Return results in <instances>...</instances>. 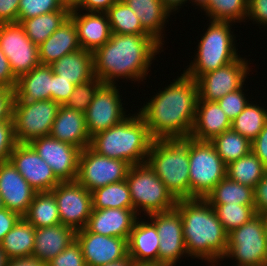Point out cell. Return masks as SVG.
Returning <instances> with one entry per match:
<instances>
[{"instance_id": "obj_2", "label": "cell", "mask_w": 267, "mask_h": 266, "mask_svg": "<svg viewBox=\"0 0 267 266\" xmlns=\"http://www.w3.org/2000/svg\"><path fill=\"white\" fill-rule=\"evenodd\" d=\"M162 45L149 34L112 33L110 39L93 52L94 76L103 84L116 80H146L148 68Z\"/></svg>"}, {"instance_id": "obj_9", "label": "cell", "mask_w": 267, "mask_h": 266, "mask_svg": "<svg viewBox=\"0 0 267 266\" xmlns=\"http://www.w3.org/2000/svg\"><path fill=\"white\" fill-rule=\"evenodd\" d=\"M224 258L235 259V266H267V237L259 214L228 233Z\"/></svg>"}, {"instance_id": "obj_8", "label": "cell", "mask_w": 267, "mask_h": 266, "mask_svg": "<svg viewBox=\"0 0 267 266\" xmlns=\"http://www.w3.org/2000/svg\"><path fill=\"white\" fill-rule=\"evenodd\" d=\"M226 169L210 141L189 137L190 198H205L226 177Z\"/></svg>"}, {"instance_id": "obj_34", "label": "cell", "mask_w": 267, "mask_h": 266, "mask_svg": "<svg viewBox=\"0 0 267 266\" xmlns=\"http://www.w3.org/2000/svg\"><path fill=\"white\" fill-rule=\"evenodd\" d=\"M204 199L209 204L255 205L254 189L228 177L222 179Z\"/></svg>"}, {"instance_id": "obj_11", "label": "cell", "mask_w": 267, "mask_h": 266, "mask_svg": "<svg viewBox=\"0 0 267 266\" xmlns=\"http://www.w3.org/2000/svg\"><path fill=\"white\" fill-rule=\"evenodd\" d=\"M130 165L120 159L109 158L86 147L80 152L76 181L92 192L108 184L126 180Z\"/></svg>"}, {"instance_id": "obj_57", "label": "cell", "mask_w": 267, "mask_h": 266, "mask_svg": "<svg viewBox=\"0 0 267 266\" xmlns=\"http://www.w3.org/2000/svg\"><path fill=\"white\" fill-rule=\"evenodd\" d=\"M188 0H162L164 7L172 13V11H177V9L181 8L185 2L187 3Z\"/></svg>"}, {"instance_id": "obj_30", "label": "cell", "mask_w": 267, "mask_h": 266, "mask_svg": "<svg viewBox=\"0 0 267 266\" xmlns=\"http://www.w3.org/2000/svg\"><path fill=\"white\" fill-rule=\"evenodd\" d=\"M137 14L142 28L164 45L165 21L170 17L171 13L164 7L162 0H122Z\"/></svg>"}, {"instance_id": "obj_3", "label": "cell", "mask_w": 267, "mask_h": 266, "mask_svg": "<svg viewBox=\"0 0 267 266\" xmlns=\"http://www.w3.org/2000/svg\"><path fill=\"white\" fill-rule=\"evenodd\" d=\"M175 209L182 218L188 257L217 266L227 252L228 233L214 208L204 198H187L178 199Z\"/></svg>"}, {"instance_id": "obj_55", "label": "cell", "mask_w": 267, "mask_h": 266, "mask_svg": "<svg viewBox=\"0 0 267 266\" xmlns=\"http://www.w3.org/2000/svg\"><path fill=\"white\" fill-rule=\"evenodd\" d=\"M118 0H83L77 10L106 12Z\"/></svg>"}, {"instance_id": "obj_25", "label": "cell", "mask_w": 267, "mask_h": 266, "mask_svg": "<svg viewBox=\"0 0 267 266\" xmlns=\"http://www.w3.org/2000/svg\"><path fill=\"white\" fill-rule=\"evenodd\" d=\"M229 129H231V121L216 101L198 100L191 138L198 141H211L215 136Z\"/></svg>"}, {"instance_id": "obj_47", "label": "cell", "mask_w": 267, "mask_h": 266, "mask_svg": "<svg viewBox=\"0 0 267 266\" xmlns=\"http://www.w3.org/2000/svg\"><path fill=\"white\" fill-rule=\"evenodd\" d=\"M76 85L69 80L55 74L52 69V95L51 100L60 105H64L74 91Z\"/></svg>"}, {"instance_id": "obj_32", "label": "cell", "mask_w": 267, "mask_h": 266, "mask_svg": "<svg viewBox=\"0 0 267 266\" xmlns=\"http://www.w3.org/2000/svg\"><path fill=\"white\" fill-rule=\"evenodd\" d=\"M69 17L70 11L63 8L59 11L42 14L28 19H22L19 23L24 28L28 38L35 45L40 46Z\"/></svg>"}, {"instance_id": "obj_60", "label": "cell", "mask_w": 267, "mask_h": 266, "mask_svg": "<svg viewBox=\"0 0 267 266\" xmlns=\"http://www.w3.org/2000/svg\"><path fill=\"white\" fill-rule=\"evenodd\" d=\"M9 258L5 254V252L1 249L0 246V266H6Z\"/></svg>"}, {"instance_id": "obj_26", "label": "cell", "mask_w": 267, "mask_h": 266, "mask_svg": "<svg viewBox=\"0 0 267 266\" xmlns=\"http://www.w3.org/2000/svg\"><path fill=\"white\" fill-rule=\"evenodd\" d=\"M39 47L41 64L52 65L61 57L81 49L75 23L69 17Z\"/></svg>"}, {"instance_id": "obj_45", "label": "cell", "mask_w": 267, "mask_h": 266, "mask_svg": "<svg viewBox=\"0 0 267 266\" xmlns=\"http://www.w3.org/2000/svg\"><path fill=\"white\" fill-rule=\"evenodd\" d=\"M47 266H86L81 246L77 240L52 258Z\"/></svg>"}, {"instance_id": "obj_31", "label": "cell", "mask_w": 267, "mask_h": 266, "mask_svg": "<svg viewBox=\"0 0 267 266\" xmlns=\"http://www.w3.org/2000/svg\"><path fill=\"white\" fill-rule=\"evenodd\" d=\"M35 228L21 217L0 243L1 249L9 259L33 254Z\"/></svg>"}, {"instance_id": "obj_21", "label": "cell", "mask_w": 267, "mask_h": 266, "mask_svg": "<svg viewBox=\"0 0 267 266\" xmlns=\"http://www.w3.org/2000/svg\"><path fill=\"white\" fill-rule=\"evenodd\" d=\"M137 216L134 209H92L85 228L96 234L128 240Z\"/></svg>"}, {"instance_id": "obj_33", "label": "cell", "mask_w": 267, "mask_h": 266, "mask_svg": "<svg viewBox=\"0 0 267 266\" xmlns=\"http://www.w3.org/2000/svg\"><path fill=\"white\" fill-rule=\"evenodd\" d=\"M23 217L34 228L61 224L56 198L51 191L36 192L27 213Z\"/></svg>"}, {"instance_id": "obj_38", "label": "cell", "mask_w": 267, "mask_h": 266, "mask_svg": "<svg viewBox=\"0 0 267 266\" xmlns=\"http://www.w3.org/2000/svg\"><path fill=\"white\" fill-rule=\"evenodd\" d=\"M266 122L267 109L251 102L231 121V129L252 142L263 130Z\"/></svg>"}, {"instance_id": "obj_37", "label": "cell", "mask_w": 267, "mask_h": 266, "mask_svg": "<svg viewBox=\"0 0 267 266\" xmlns=\"http://www.w3.org/2000/svg\"><path fill=\"white\" fill-rule=\"evenodd\" d=\"M210 142L214 145L217 154L226 165L251 151V142L232 129L215 136Z\"/></svg>"}, {"instance_id": "obj_59", "label": "cell", "mask_w": 267, "mask_h": 266, "mask_svg": "<svg viewBox=\"0 0 267 266\" xmlns=\"http://www.w3.org/2000/svg\"><path fill=\"white\" fill-rule=\"evenodd\" d=\"M83 0H59L63 8L68 9L70 12L77 10Z\"/></svg>"}, {"instance_id": "obj_36", "label": "cell", "mask_w": 267, "mask_h": 266, "mask_svg": "<svg viewBox=\"0 0 267 266\" xmlns=\"http://www.w3.org/2000/svg\"><path fill=\"white\" fill-rule=\"evenodd\" d=\"M91 193L93 209H134L126 180L97 188Z\"/></svg>"}, {"instance_id": "obj_6", "label": "cell", "mask_w": 267, "mask_h": 266, "mask_svg": "<svg viewBox=\"0 0 267 266\" xmlns=\"http://www.w3.org/2000/svg\"><path fill=\"white\" fill-rule=\"evenodd\" d=\"M209 21L207 30L198 43L194 61L192 60L189 67L183 70L187 76L194 80L203 74L236 61L240 57L237 52L238 48L236 49L235 46L233 31H231L233 22Z\"/></svg>"}, {"instance_id": "obj_24", "label": "cell", "mask_w": 267, "mask_h": 266, "mask_svg": "<svg viewBox=\"0 0 267 266\" xmlns=\"http://www.w3.org/2000/svg\"><path fill=\"white\" fill-rule=\"evenodd\" d=\"M52 95V67L39 64L17 78L14 102L50 100Z\"/></svg>"}, {"instance_id": "obj_7", "label": "cell", "mask_w": 267, "mask_h": 266, "mask_svg": "<svg viewBox=\"0 0 267 266\" xmlns=\"http://www.w3.org/2000/svg\"><path fill=\"white\" fill-rule=\"evenodd\" d=\"M126 182L131 194L133 208L138 216L141 212L148 216L173 210L176 207L177 199L147 162L130 166Z\"/></svg>"}, {"instance_id": "obj_29", "label": "cell", "mask_w": 267, "mask_h": 266, "mask_svg": "<svg viewBox=\"0 0 267 266\" xmlns=\"http://www.w3.org/2000/svg\"><path fill=\"white\" fill-rule=\"evenodd\" d=\"M51 67L55 74L74 85L85 83L95 77L93 52L82 48L61 57Z\"/></svg>"}, {"instance_id": "obj_51", "label": "cell", "mask_w": 267, "mask_h": 266, "mask_svg": "<svg viewBox=\"0 0 267 266\" xmlns=\"http://www.w3.org/2000/svg\"><path fill=\"white\" fill-rule=\"evenodd\" d=\"M256 214L267 213V172L254 188Z\"/></svg>"}, {"instance_id": "obj_22", "label": "cell", "mask_w": 267, "mask_h": 266, "mask_svg": "<svg viewBox=\"0 0 267 266\" xmlns=\"http://www.w3.org/2000/svg\"><path fill=\"white\" fill-rule=\"evenodd\" d=\"M82 13V14H81ZM70 18L76 25L78 40L84 50L94 52L111 37V29L106 12H86L73 10Z\"/></svg>"}, {"instance_id": "obj_12", "label": "cell", "mask_w": 267, "mask_h": 266, "mask_svg": "<svg viewBox=\"0 0 267 266\" xmlns=\"http://www.w3.org/2000/svg\"><path fill=\"white\" fill-rule=\"evenodd\" d=\"M0 47L16 78L41 64L39 47L28 38L19 22L0 24Z\"/></svg>"}, {"instance_id": "obj_52", "label": "cell", "mask_w": 267, "mask_h": 266, "mask_svg": "<svg viewBox=\"0 0 267 266\" xmlns=\"http://www.w3.org/2000/svg\"><path fill=\"white\" fill-rule=\"evenodd\" d=\"M20 0H0V24L17 22Z\"/></svg>"}, {"instance_id": "obj_28", "label": "cell", "mask_w": 267, "mask_h": 266, "mask_svg": "<svg viewBox=\"0 0 267 266\" xmlns=\"http://www.w3.org/2000/svg\"><path fill=\"white\" fill-rule=\"evenodd\" d=\"M159 236L151 221L137 218L128 239V254L135 263H158Z\"/></svg>"}, {"instance_id": "obj_54", "label": "cell", "mask_w": 267, "mask_h": 266, "mask_svg": "<svg viewBox=\"0 0 267 266\" xmlns=\"http://www.w3.org/2000/svg\"><path fill=\"white\" fill-rule=\"evenodd\" d=\"M20 218L21 216L17 212L8 210L7 208L0 210V243Z\"/></svg>"}, {"instance_id": "obj_41", "label": "cell", "mask_w": 267, "mask_h": 266, "mask_svg": "<svg viewBox=\"0 0 267 266\" xmlns=\"http://www.w3.org/2000/svg\"><path fill=\"white\" fill-rule=\"evenodd\" d=\"M223 225L225 231L230 233L232 230L242 226L256 215L255 205L240 204H210Z\"/></svg>"}, {"instance_id": "obj_35", "label": "cell", "mask_w": 267, "mask_h": 266, "mask_svg": "<svg viewBox=\"0 0 267 266\" xmlns=\"http://www.w3.org/2000/svg\"><path fill=\"white\" fill-rule=\"evenodd\" d=\"M266 172L267 168L251 150L247 155L227 165L226 177L254 189Z\"/></svg>"}, {"instance_id": "obj_23", "label": "cell", "mask_w": 267, "mask_h": 266, "mask_svg": "<svg viewBox=\"0 0 267 266\" xmlns=\"http://www.w3.org/2000/svg\"><path fill=\"white\" fill-rule=\"evenodd\" d=\"M50 136L80 150L90 146L91 137L86 128L85 115L72 108L60 105L52 124Z\"/></svg>"}, {"instance_id": "obj_48", "label": "cell", "mask_w": 267, "mask_h": 266, "mask_svg": "<svg viewBox=\"0 0 267 266\" xmlns=\"http://www.w3.org/2000/svg\"><path fill=\"white\" fill-rule=\"evenodd\" d=\"M249 17V18H248ZM251 19L253 22L267 26V0H248V11L246 20Z\"/></svg>"}, {"instance_id": "obj_19", "label": "cell", "mask_w": 267, "mask_h": 266, "mask_svg": "<svg viewBox=\"0 0 267 266\" xmlns=\"http://www.w3.org/2000/svg\"><path fill=\"white\" fill-rule=\"evenodd\" d=\"M86 266H100L118 261L128 255V240L89 232L86 228L76 231Z\"/></svg>"}, {"instance_id": "obj_17", "label": "cell", "mask_w": 267, "mask_h": 266, "mask_svg": "<svg viewBox=\"0 0 267 266\" xmlns=\"http://www.w3.org/2000/svg\"><path fill=\"white\" fill-rule=\"evenodd\" d=\"M159 236L158 263L176 265L180 258L188 256L183 238L180 213L174 208L166 212L148 215Z\"/></svg>"}, {"instance_id": "obj_4", "label": "cell", "mask_w": 267, "mask_h": 266, "mask_svg": "<svg viewBox=\"0 0 267 266\" xmlns=\"http://www.w3.org/2000/svg\"><path fill=\"white\" fill-rule=\"evenodd\" d=\"M131 115L92 136L89 147L100 155L123 160L130 166L146 163L153 138L140 113Z\"/></svg>"}, {"instance_id": "obj_14", "label": "cell", "mask_w": 267, "mask_h": 266, "mask_svg": "<svg viewBox=\"0 0 267 266\" xmlns=\"http://www.w3.org/2000/svg\"><path fill=\"white\" fill-rule=\"evenodd\" d=\"M117 85L102 84L84 113L90 137L122 122L126 115Z\"/></svg>"}, {"instance_id": "obj_20", "label": "cell", "mask_w": 267, "mask_h": 266, "mask_svg": "<svg viewBox=\"0 0 267 266\" xmlns=\"http://www.w3.org/2000/svg\"><path fill=\"white\" fill-rule=\"evenodd\" d=\"M36 191L8 160L0 163V195L5 208L23 217Z\"/></svg>"}, {"instance_id": "obj_63", "label": "cell", "mask_w": 267, "mask_h": 266, "mask_svg": "<svg viewBox=\"0 0 267 266\" xmlns=\"http://www.w3.org/2000/svg\"><path fill=\"white\" fill-rule=\"evenodd\" d=\"M189 1H192V2H190L192 4L194 2V4H196V6H198V8L200 7V9H201L206 4V2L208 0H189Z\"/></svg>"}, {"instance_id": "obj_15", "label": "cell", "mask_w": 267, "mask_h": 266, "mask_svg": "<svg viewBox=\"0 0 267 266\" xmlns=\"http://www.w3.org/2000/svg\"><path fill=\"white\" fill-rule=\"evenodd\" d=\"M250 72L248 60L239 57L236 61L203 74L196 79L198 100L217 101L226 94L240 89Z\"/></svg>"}, {"instance_id": "obj_16", "label": "cell", "mask_w": 267, "mask_h": 266, "mask_svg": "<svg viewBox=\"0 0 267 266\" xmlns=\"http://www.w3.org/2000/svg\"><path fill=\"white\" fill-rule=\"evenodd\" d=\"M29 145L51 167L53 174L60 182L77 179L81 152L79 148L50 135L34 139Z\"/></svg>"}, {"instance_id": "obj_58", "label": "cell", "mask_w": 267, "mask_h": 266, "mask_svg": "<svg viewBox=\"0 0 267 266\" xmlns=\"http://www.w3.org/2000/svg\"><path fill=\"white\" fill-rule=\"evenodd\" d=\"M134 265H135V261L128 254L126 257H124L118 261L110 262V263L103 264L100 266H134Z\"/></svg>"}, {"instance_id": "obj_56", "label": "cell", "mask_w": 267, "mask_h": 266, "mask_svg": "<svg viewBox=\"0 0 267 266\" xmlns=\"http://www.w3.org/2000/svg\"><path fill=\"white\" fill-rule=\"evenodd\" d=\"M6 266H47V263L35 256L17 257L8 260Z\"/></svg>"}, {"instance_id": "obj_27", "label": "cell", "mask_w": 267, "mask_h": 266, "mask_svg": "<svg viewBox=\"0 0 267 266\" xmlns=\"http://www.w3.org/2000/svg\"><path fill=\"white\" fill-rule=\"evenodd\" d=\"M76 240V231L63 224L35 228V244L32 256L48 263Z\"/></svg>"}, {"instance_id": "obj_61", "label": "cell", "mask_w": 267, "mask_h": 266, "mask_svg": "<svg viewBox=\"0 0 267 266\" xmlns=\"http://www.w3.org/2000/svg\"><path fill=\"white\" fill-rule=\"evenodd\" d=\"M134 266H174L171 264H167V263H150V262H146V263H135Z\"/></svg>"}, {"instance_id": "obj_44", "label": "cell", "mask_w": 267, "mask_h": 266, "mask_svg": "<svg viewBox=\"0 0 267 266\" xmlns=\"http://www.w3.org/2000/svg\"><path fill=\"white\" fill-rule=\"evenodd\" d=\"M243 90L242 86L240 89L230 92L216 101L230 121H233L244 110L246 105L251 102Z\"/></svg>"}, {"instance_id": "obj_53", "label": "cell", "mask_w": 267, "mask_h": 266, "mask_svg": "<svg viewBox=\"0 0 267 266\" xmlns=\"http://www.w3.org/2000/svg\"><path fill=\"white\" fill-rule=\"evenodd\" d=\"M251 150L267 168V122L260 134L251 142Z\"/></svg>"}, {"instance_id": "obj_46", "label": "cell", "mask_w": 267, "mask_h": 266, "mask_svg": "<svg viewBox=\"0 0 267 266\" xmlns=\"http://www.w3.org/2000/svg\"><path fill=\"white\" fill-rule=\"evenodd\" d=\"M16 144L13 121L0 122V163L9 160Z\"/></svg>"}, {"instance_id": "obj_50", "label": "cell", "mask_w": 267, "mask_h": 266, "mask_svg": "<svg viewBox=\"0 0 267 266\" xmlns=\"http://www.w3.org/2000/svg\"><path fill=\"white\" fill-rule=\"evenodd\" d=\"M14 90L0 87V122L13 121Z\"/></svg>"}, {"instance_id": "obj_10", "label": "cell", "mask_w": 267, "mask_h": 266, "mask_svg": "<svg viewBox=\"0 0 267 266\" xmlns=\"http://www.w3.org/2000/svg\"><path fill=\"white\" fill-rule=\"evenodd\" d=\"M60 104L53 100L13 102L12 119L16 143L29 144L32 140L49 136Z\"/></svg>"}, {"instance_id": "obj_42", "label": "cell", "mask_w": 267, "mask_h": 266, "mask_svg": "<svg viewBox=\"0 0 267 266\" xmlns=\"http://www.w3.org/2000/svg\"><path fill=\"white\" fill-rule=\"evenodd\" d=\"M102 84L101 80L94 77L92 80L76 85L64 106L85 113L95 92Z\"/></svg>"}, {"instance_id": "obj_13", "label": "cell", "mask_w": 267, "mask_h": 266, "mask_svg": "<svg viewBox=\"0 0 267 266\" xmlns=\"http://www.w3.org/2000/svg\"><path fill=\"white\" fill-rule=\"evenodd\" d=\"M51 192L56 198L61 224L84 229L92 213V193L75 181L60 182Z\"/></svg>"}, {"instance_id": "obj_62", "label": "cell", "mask_w": 267, "mask_h": 266, "mask_svg": "<svg viewBox=\"0 0 267 266\" xmlns=\"http://www.w3.org/2000/svg\"><path fill=\"white\" fill-rule=\"evenodd\" d=\"M259 215L261 216V219L263 221L264 231H265V235L267 237V213H261Z\"/></svg>"}, {"instance_id": "obj_39", "label": "cell", "mask_w": 267, "mask_h": 266, "mask_svg": "<svg viewBox=\"0 0 267 266\" xmlns=\"http://www.w3.org/2000/svg\"><path fill=\"white\" fill-rule=\"evenodd\" d=\"M111 33L148 34L140 24L137 14L122 0H118L107 11Z\"/></svg>"}, {"instance_id": "obj_43", "label": "cell", "mask_w": 267, "mask_h": 266, "mask_svg": "<svg viewBox=\"0 0 267 266\" xmlns=\"http://www.w3.org/2000/svg\"><path fill=\"white\" fill-rule=\"evenodd\" d=\"M62 9L59 0H20L17 22Z\"/></svg>"}, {"instance_id": "obj_5", "label": "cell", "mask_w": 267, "mask_h": 266, "mask_svg": "<svg viewBox=\"0 0 267 266\" xmlns=\"http://www.w3.org/2000/svg\"><path fill=\"white\" fill-rule=\"evenodd\" d=\"M146 162L177 200L190 198L189 137L153 139Z\"/></svg>"}, {"instance_id": "obj_40", "label": "cell", "mask_w": 267, "mask_h": 266, "mask_svg": "<svg viewBox=\"0 0 267 266\" xmlns=\"http://www.w3.org/2000/svg\"><path fill=\"white\" fill-rule=\"evenodd\" d=\"M213 21L245 22L248 0H208L201 8Z\"/></svg>"}, {"instance_id": "obj_1", "label": "cell", "mask_w": 267, "mask_h": 266, "mask_svg": "<svg viewBox=\"0 0 267 266\" xmlns=\"http://www.w3.org/2000/svg\"><path fill=\"white\" fill-rule=\"evenodd\" d=\"M139 109L153 139L190 137L196 118L198 86L184 72Z\"/></svg>"}, {"instance_id": "obj_64", "label": "cell", "mask_w": 267, "mask_h": 266, "mask_svg": "<svg viewBox=\"0 0 267 266\" xmlns=\"http://www.w3.org/2000/svg\"><path fill=\"white\" fill-rule=\"evenodd\" d=\"M3 208H5V206H4V203H3V199H2V197L0 195V210L3 209Z\"/></svg>"}, {"instance_id": "obj_18", "label": "cell", "mask_w": 267, "mask_h": 266, "mask_svg": "<svg viewBox=\"0 0 267 266\" xmlns=\"http://www.w3.org/2000/svg\"><path fill=\"white\" fill-rule=\"evenodd\" d=\"M9 161L36 192L51 191L60 181L29 144L17 143Z\"/></svg>"}, {"instance_id": "obj_49", "label": "cell", "mask_w": 267, "mask_h": 266, "mask_svg": "<svg viewBox=\"0 0 267 266\" xmlns=\"http://www.w3.org/2000/svg\"><path fill=\"white\" fill-rule=\"evenodd\" d=\"M17 78L11 71L9 61L0 47V87L14 90Z\"/></svg>"}]
</instances>
